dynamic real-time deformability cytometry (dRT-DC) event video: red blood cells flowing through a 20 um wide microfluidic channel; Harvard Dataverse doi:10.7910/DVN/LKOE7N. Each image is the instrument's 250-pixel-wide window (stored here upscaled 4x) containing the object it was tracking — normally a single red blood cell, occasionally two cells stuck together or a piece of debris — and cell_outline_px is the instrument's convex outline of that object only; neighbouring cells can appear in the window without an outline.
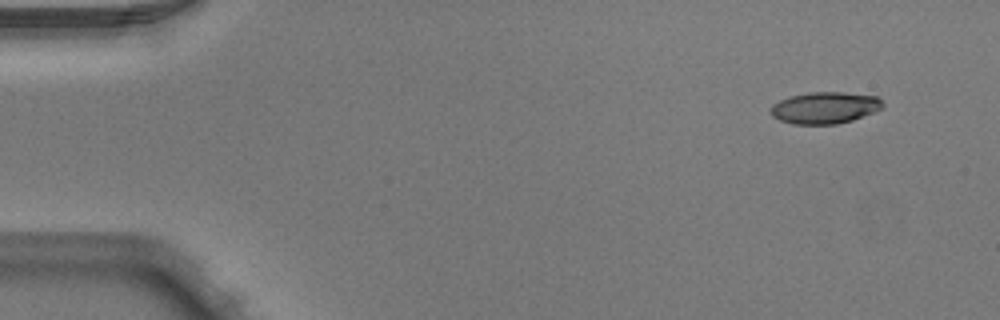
{"species": "Egyptian fruit bat (a non-hibernating species)", "species_latin": "Rousettus aegyptiacus", "temperature_condition": "warm", "stored_images_in_passage": 4, "camera_frame_rate_fps": 3000, "um_per_image_px": 0.085, "animal": {"sex": "male"}, "frame": {"image": 1, "passage_image": 1, "time_ms": 0.0, "image_size_px": [1000, 320], "cell_outline_px": [[884, 108], [852, 120], [836, 124], [792, 124], [780, 120], [772, 116], [768, 112], [772, 104], [788, 96], [808, 92], [844, 92], [876, 96], [884, 104]], "centroid_in_image_um": [70.08, 9.15], "position_along_channel_um": 14.9, "area_um2": 20.87}}
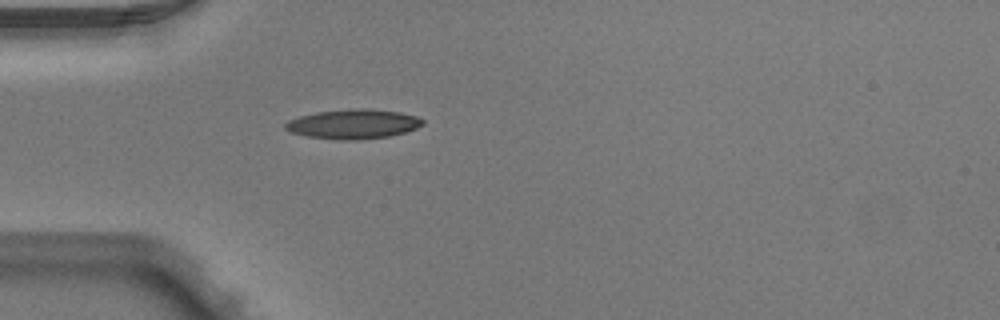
{"frame": {"image": 2, "passage_image": 4, "time_ms": 1.0, "image_size_px": [1000, 320], "cell_outline_px": [[424, 124], [416, 128], [404, 132], [388, 136], [356, 140], [340, 140], [308, 136], [292, 132], [284, 128], [284, 124], [288, 120], [300, 116], [316, 112], [364, 108], [400, 112], [416, 116], [424, 120]], "centroid_in_image_um": [30.03, 10.54], "position_along_channel_um": 55.0, "area_um2": 23.35}}